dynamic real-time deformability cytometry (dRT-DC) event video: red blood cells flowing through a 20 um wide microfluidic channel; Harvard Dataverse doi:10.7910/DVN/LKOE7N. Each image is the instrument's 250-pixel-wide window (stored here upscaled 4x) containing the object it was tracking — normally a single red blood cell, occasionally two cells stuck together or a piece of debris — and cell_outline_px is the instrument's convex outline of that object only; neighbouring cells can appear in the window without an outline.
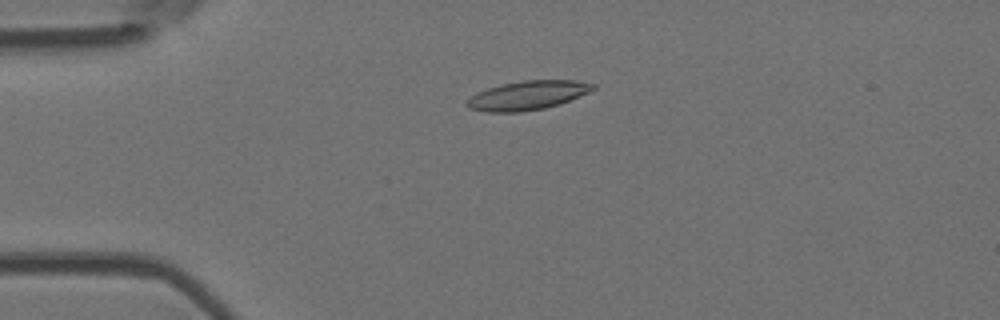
{"species": "Egyptian fruit bat (a non-hibernating species)", "species_latin": "Rousettus aegyptiacus", "temperature_condition": "room temperature", "stored_images_in_passage": 53, "camera_frame_rate_fps": 3000, "um_per_image_px": 0.085, "animal": {"sex": "female"}, "frame": {"image": 1, "passage_image": 13, "time_ms": 4.0, "image_size_px": [1000, 320], "cell_outline_px": [[596, 88], [588, 92], [568, 100], [544, 108], [520, 112], [488, 112], [468, 108], [464, 104], [472, 96], [488, 88], [500, 84], [524, 80], [576, 80], [596, 84]], "centroid_in_image_um": [44.83, 8.1], "position_along_channel_um": 40.2, "area_um2": 21.04}}
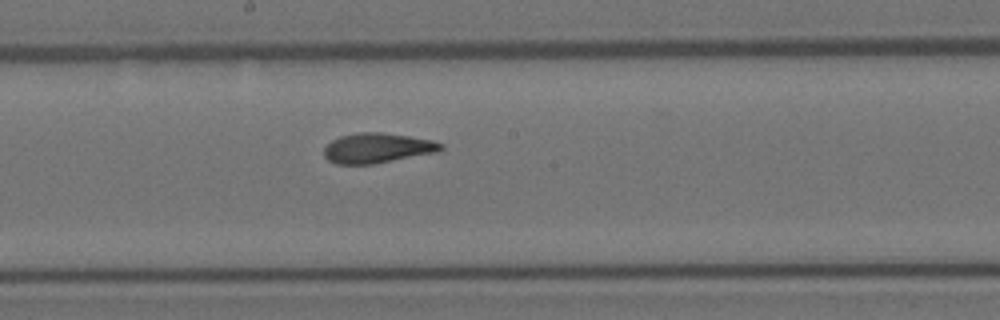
{"frame": {"image": 2, "passage_image": 29, "time_ms": 9.333, "image_size_px": [1000, 320], "cell_outline_px": [[444, 148], [436, 152], [372, 164], [336, 164], [328, 160], [324, 156], [324, 148], [332, 140], [340, 136], [360, 132], [380, 132], [408, 136], [432, 140], [444, 144]], "centroid_in_image_um": [32.05, 12.58], "position_along_channel_um": 216.1, "area_um2": 20.23}}
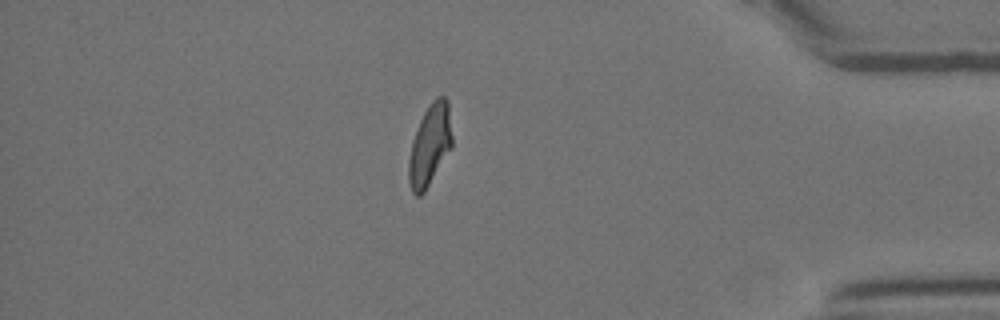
{"frame": {"image": 3, "passage_image": 46, "time_ms": 15.0, "image_size_px": [1000, 320], "cell_outline_px": [[452, 148], [424, 192], [420, 196], [416, 196], [412, 192], [408, 180], [408, 160], [412, 140], [420, 120], [424, 112], [432, 100], [436, 96], [444, 96], [448, 100], [452, 136]], "centroid_in_image_um": [36.53, 12.33], "position_along_channel_um": 398.7, "area_um2": 20.69}, "authors_computed_cell_mechanics": {"area_um2": 20.3456, "velocity_mm_per_s": 3.8421, "shape_relaxation_time_tau1_ms": 8.6376, "shape_relaxation_time_tau2_ms": 1.8419, "deformation_change_tau1": 0.2325, "deformation_change_tau2": 0.0955}}